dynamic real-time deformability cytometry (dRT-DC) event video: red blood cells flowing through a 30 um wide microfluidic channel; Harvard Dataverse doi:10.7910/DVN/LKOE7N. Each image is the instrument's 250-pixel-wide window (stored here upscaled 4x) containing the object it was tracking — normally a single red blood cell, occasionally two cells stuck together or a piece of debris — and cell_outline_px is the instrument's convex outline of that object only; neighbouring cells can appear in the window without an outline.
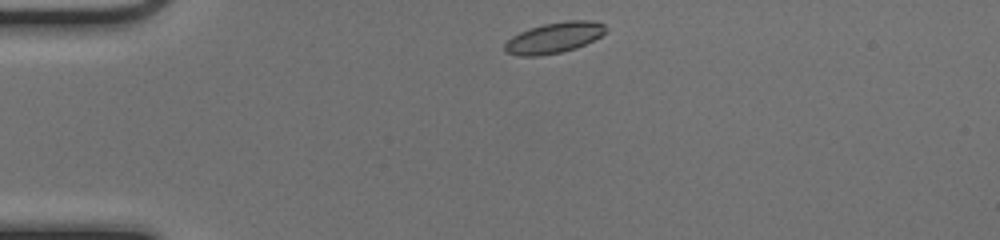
{"species": "common noctule bat (a hibernating species)", "species_latin": "Nyctalus noctula", "temperature_condition": "cold", "stored_images_in_passage": 40, "camera_frame_rate_fps": 3000, "um_per_image_px": 0.085, "animal": {"sex": "female", "body_mass_g": 17.0, "forearm_length_mm": 48.0}, "frame": {"image": 1, "passage_image": 1, "time_ms": 0.0, "image_size_px": [1000, 240], "cell_outline_px": [[608, 28], [600, 36], [576, 48], [560, 52], [540, 56], [516, 56], [504, 52], [504, 44], [512, 36], [520, 32], [544, 24], [564, 20], [592, 20], [604, 24]], "centroid_in_image_um": [47.08, 3.21], "position_along_channel_um": 37.9, "area_um2": 18.09}}
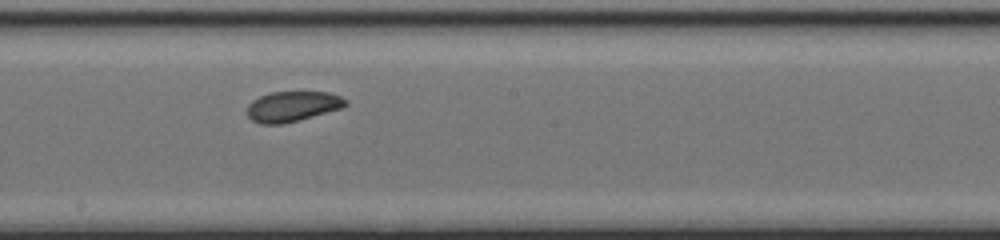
{"frame": {"image": 2, "passage_image": 18, "time_ms": 5.667, "image_size_px": [1000, 240], "cell_outline_px": [[348, 104], [340, 108], [300, 120], [280, 124], [260, 124], [252, 120], [248, 116], [248, 104], [252, 100], [260, 96], [272, 92], [328, 92], [340, 96], [348, 100]], "centroid_in_image_um": [24.85, 9.04], "position_along_channel_um": 223.3, "area_um2": 17.28}}
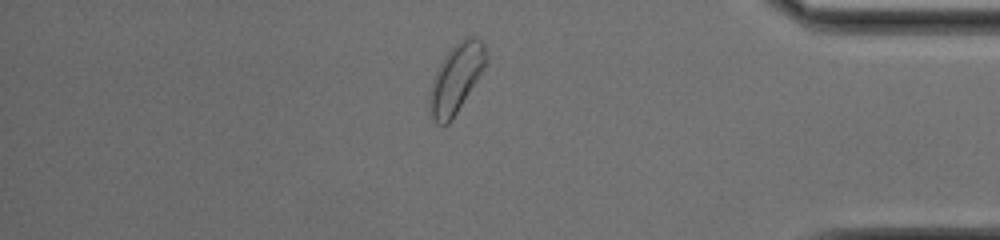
{"frame": {"image": 3, "passage_image": 33, "time_ms": 10.667, "image_size_px": [1000, 240], "cell_outline_px": [[488, 60], [452, 120], [448, 124], [436, 124], [428, 116], [428, 96], [432, 80], [444, 56], [464, 36], [476, 36], [484, 44], [488, 56]], "centroid_in_image_um": [38.73, 6.68], "position_along_channel_um": 396.5, "area_um2": 22.66}, "authors_computed_cell_mechanics": {"area_um2": 18.0914, "velocity_mm_per_s": 4.0319, "shape_relaxation_time_tau1_ms": 5.6007, "shape_relaxation_time_tau2_ms": 2.1369, "deformation_change_tau1": 0.0962, "deformation_change_tau2": 0.0693}}